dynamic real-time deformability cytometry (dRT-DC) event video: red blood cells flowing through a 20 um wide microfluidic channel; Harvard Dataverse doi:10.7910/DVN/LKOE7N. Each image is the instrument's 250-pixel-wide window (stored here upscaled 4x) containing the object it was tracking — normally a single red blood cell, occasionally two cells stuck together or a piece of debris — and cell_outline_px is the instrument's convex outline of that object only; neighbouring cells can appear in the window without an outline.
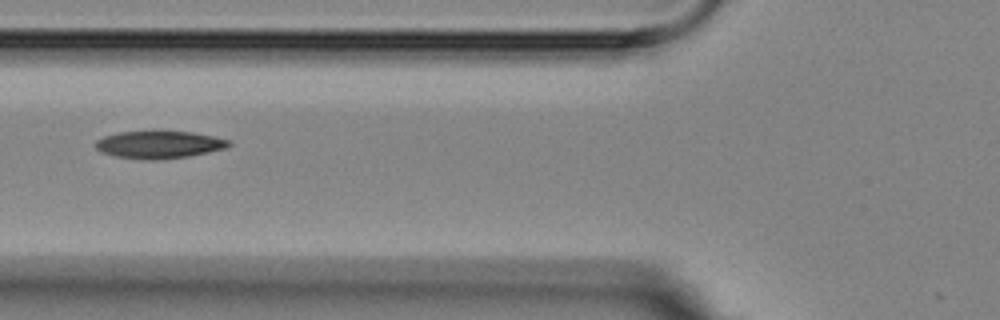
{"species": "Egyptian fruit bat (a non-hibernating species)", "species_latin": "Rousettus aegyptiacus", "temperature_condition": "room temperature", "stored_images_in_passage": 11, "camera_frame_rate_fps": 3000, "um_per_image_px": 0.085, "animal": {"sex": "female"}, "frame": {"image": 1, "passage_image": 2, "time_ms": 1.0, "image_size_px": [1000, 320], "cell_outline_px": [[232, 144], [228, 148], [188, 156], [156, 160], [144, 160], [116, 156], [100, 152], [96, 148], [96, 140], [104, 136], [120, 132], [192, 132], [232, 140]], "centroid_in_image_um": [13.55, 12.3], "position_along_channel_um": 112.2, "area_um2": 21.21}}
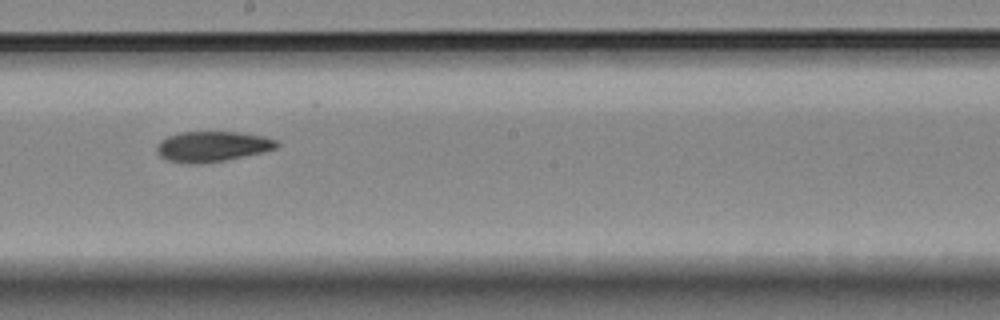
{"frame": {"image": 2, "passage_image": 5, "time_ms": 4.333, "image_size_px": [1000, 320], "cell_outline_px": [[280, 144], [276, 148], [264, 152], [224, 160], [200, 164], [192, 164], [168, 160], [160, 156], [156, 152], [156, 144], [160, 140], [168, 136], [180, 132], [240, 132], [260, 136], [276, 140]], "centroid_in_image_um": [18.01, 12.45], "position_along_channel_um": 230.2, "area_um2": 21.21}}
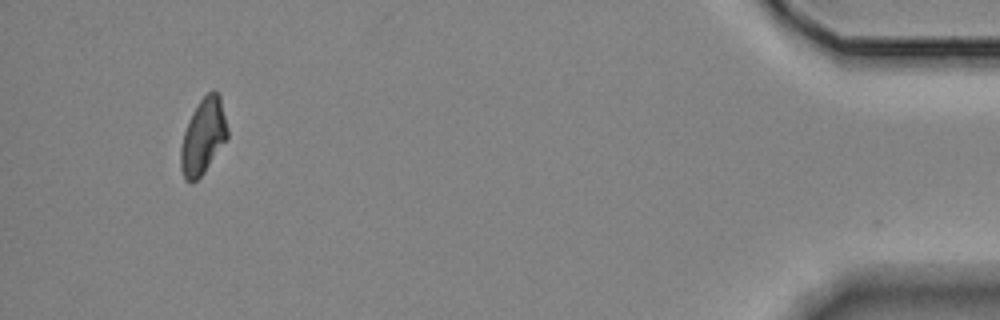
{"frame": {"image": 3, "passage_image": 11, "time_ms": 11.667, "image_size_px": [1000, 320], "cell_outline_px": [[228, 136], [204, 172], [192, 184], [184, 180], [180, 168], [180, 148], [184, 132], [192, 112], [200, 100], [212, 88], [220, 96], [228, 128]], "centroid_in_image_um": [17.25, 11.61], "position_along_channel_um": 418.0, "area_um2": 20.52}}